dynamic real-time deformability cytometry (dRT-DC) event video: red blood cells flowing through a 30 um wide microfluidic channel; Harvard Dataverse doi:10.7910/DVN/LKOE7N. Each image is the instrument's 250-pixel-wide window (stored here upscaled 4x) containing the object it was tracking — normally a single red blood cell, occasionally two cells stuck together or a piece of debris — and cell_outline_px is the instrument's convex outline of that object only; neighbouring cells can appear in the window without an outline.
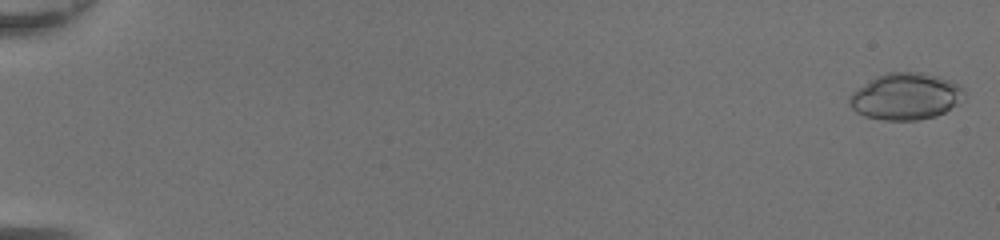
{"species": "common noctule bat (a hibernating species)", "species_latin": "Nyctalus noctula", "temperature_condition": "room temperature", "stored_images_in_passage": 49, "camera_frame_rate_fps": 3000, "um_per_image_px": 0.085, "animal": {"sex": "female", "body_mass_g": 20.0, "forearm_length_mm": 54.0}, "frame": {"image": 1, "passage_image": 1, "time_ms": 0.0, "image_size_px": [1000, 240], "cell_outline_px": [[964, 92], [956, 104], [944, 112], [936, 116], [916, 120], [884, 120], [864, 116], [856, 112], [848, 104], [848, 96], [856, 88], [876, 76], [888, 72], [924, 72], [940, 76], [960, 84], [964, 88]], "centroid_in_image_um": [76.94, 8.18], "position_along_channel_um": 8.1, "area_um2": 31.39}}
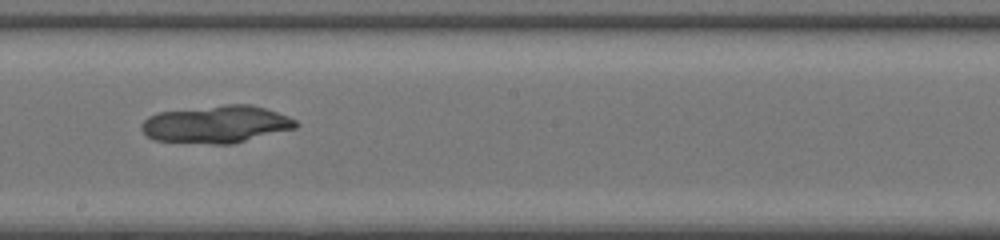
{"frame": {"image": 2, "passage_image": 30, "time_ms": 9.667, "image_size_px": [1000, 240], "cell_outline_px": [[300, 124], [296, 128], [232, 144], [212, 144], [152, 140], [140, 128], [140, 124], [148, 116], [156, 112], [224, 104], [248, 104], [264, 108], [288, 116], [296, 120]], "centroid_in_image_um": [18.37, 10.56], "position_along_channel_um": 229.8, "area_um2": 33.87}}
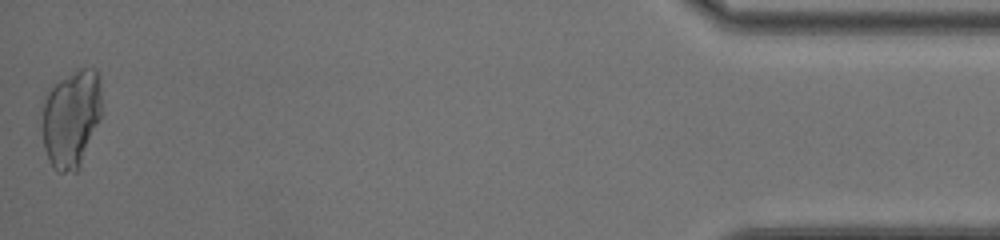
{"frame": {"image": 3, "passage_image": 49, "time_ms": 16.0, "image_size_px": [1000, 240], "cell_outline_px": [[100, 116], [80, 168], [76, 172], [56, 172], [52, 168], [48, 160], [44, 148], [40, 124], [44, 100], [48, 92], [60, 80], [76, 68], [96, 68], [100, 80]], "centroid_in_image_um": [6.02, 10.1], "position_along_channel_um": 429.2, "area_um2": 34.33}}